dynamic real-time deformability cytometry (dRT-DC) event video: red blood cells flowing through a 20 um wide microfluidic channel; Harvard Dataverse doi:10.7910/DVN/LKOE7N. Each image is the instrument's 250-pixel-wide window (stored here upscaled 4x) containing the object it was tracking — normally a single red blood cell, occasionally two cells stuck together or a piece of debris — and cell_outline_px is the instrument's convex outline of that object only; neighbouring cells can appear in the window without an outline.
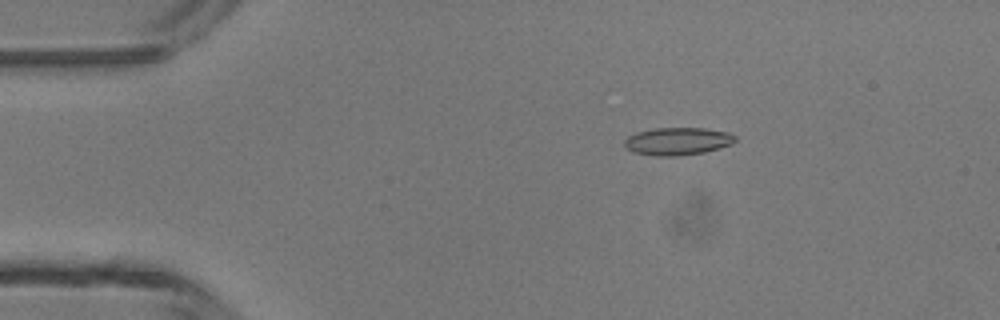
{"species": "common noctule bat (a hibernating species)", "species_latin": "Nyctalus noctula", "temperature_condition": "room temperature", "stored_images_in_passage": 3, "camera_frame_rate_fps": 3000, "um_per_image_px": 0.085, "animal": {"sex": "male", "body_mass_g": 13.3}, "frame": {"image": 1, "passage_image": 1, "time_ms": 0.0, "image_size_px": [1000, 320], "cell_outline_px": [[736, 140], [732, 144], [704, 152], [676, 156], [652, 156], [632, 152], [624, 144], [624, 140], [628, 136], [636, 132], [652, 128], [704, 128], [728, 132], [736, 136]], "centroid_in_image_um": [57.57, 12.0], "position_along_channel_um": 27.4, "area_um2": 17.92}}
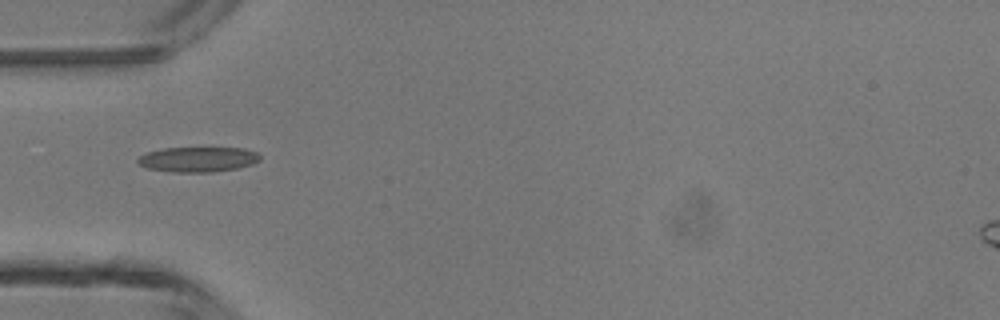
{"frame": {"image": 2, "passage_image": 3, "time_ms": 2.333, "image_size_px": [1000, 320], "cell_outline_px": [[260, 160], [252, 164], [236, 168], [212, 172], [176, 172], [148, 168], [140, 164], [136, 160], [144, 152], [164, 148], [244, 148], [256, 152], [260, 156]], "centroid_in_image_um": [16.82, 13.54], "position_along_channel_um": 68.2, "area_um2": 17.74}}